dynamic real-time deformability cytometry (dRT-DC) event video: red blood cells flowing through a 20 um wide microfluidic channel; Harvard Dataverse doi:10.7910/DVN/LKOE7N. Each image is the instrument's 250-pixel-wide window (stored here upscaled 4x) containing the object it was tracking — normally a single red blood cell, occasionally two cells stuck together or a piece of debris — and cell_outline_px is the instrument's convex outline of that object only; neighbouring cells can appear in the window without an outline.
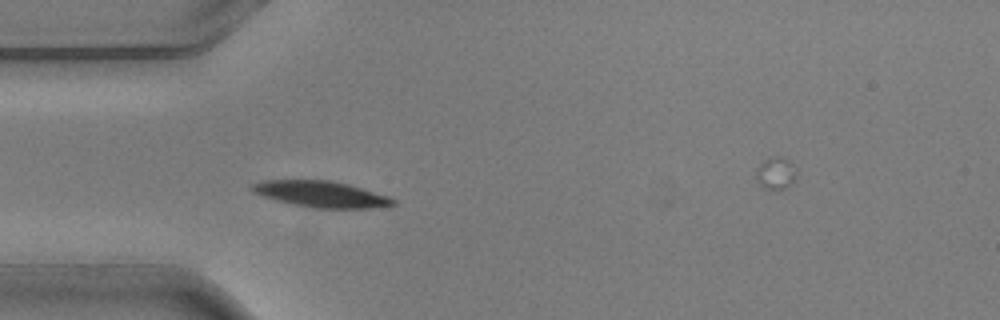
{"species": "common noctule bat (a hibernating species)", "species_latin": "Nyctalus noctula", "temperature_condition": "warm", "stored_images_in_passage": 4, "camera_frame_rate_fps": 3000, "um_per_image_px": 0.085, "animal": {"sex": "male", "body_mass_g": 20.5, "forearm_length_mm": 52.5}, "frame": {"image": 1, "passage_image": 4, "time_ms": 1.0, "image_size_px": [1000, 320], "cell_outline_px": [[396, 204], [368, 208], [316, 208], [292, 204], [276, 200], [252, 192], [248, 188], [252, 184], [264, 180], [332, 180], [348, 184], [388, 196], [396, 200]], "centroid_in_image_um": [27.26, 16.49], "position_along_channel_um": 57.7, "area_um2": 21.39}}